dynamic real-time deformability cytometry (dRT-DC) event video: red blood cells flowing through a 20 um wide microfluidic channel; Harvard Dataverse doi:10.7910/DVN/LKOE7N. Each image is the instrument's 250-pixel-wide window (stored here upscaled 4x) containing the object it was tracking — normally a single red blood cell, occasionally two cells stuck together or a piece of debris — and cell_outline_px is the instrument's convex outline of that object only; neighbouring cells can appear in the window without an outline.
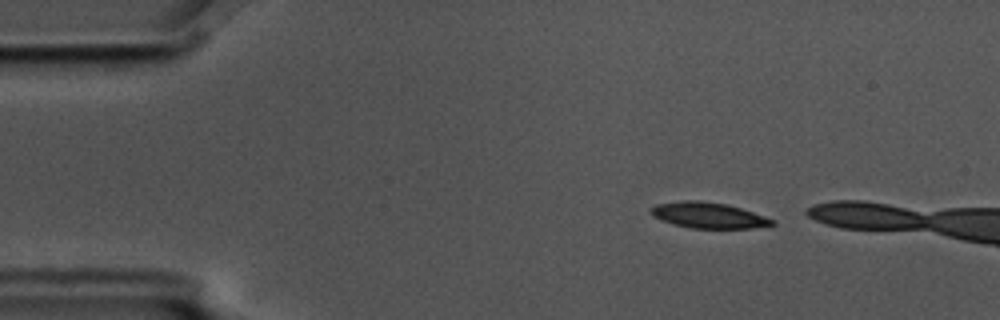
{"species": "common noctule bat (a hibernating species)", "species_latin": "Nyctalus noctula", "temperature_condition": "cold", "stored_images_in_passage": 3, "camera_frame_rate_fps": 3000, "um_per_image_px": 0.085, "animal": {"sex": "male", "body_mass_g": 17.5, "forearm_length_mm": 52.3}, "frame": {"image": 1, "passage_image": 1, "time_ms": 0.0, "image_size_px": [1000, 320], "cell_outline_px": [[776, 224], [752, 228], [692, 228], [672, 224], [652, 216], [648, 208], [656, 204], [680, 200], [700, 200], [728, 204], [776, 220]], "centroid_in_image_um": [60.17, 18.29], "position_along_channel_um": 24.8, "area_um2": 18.38}}